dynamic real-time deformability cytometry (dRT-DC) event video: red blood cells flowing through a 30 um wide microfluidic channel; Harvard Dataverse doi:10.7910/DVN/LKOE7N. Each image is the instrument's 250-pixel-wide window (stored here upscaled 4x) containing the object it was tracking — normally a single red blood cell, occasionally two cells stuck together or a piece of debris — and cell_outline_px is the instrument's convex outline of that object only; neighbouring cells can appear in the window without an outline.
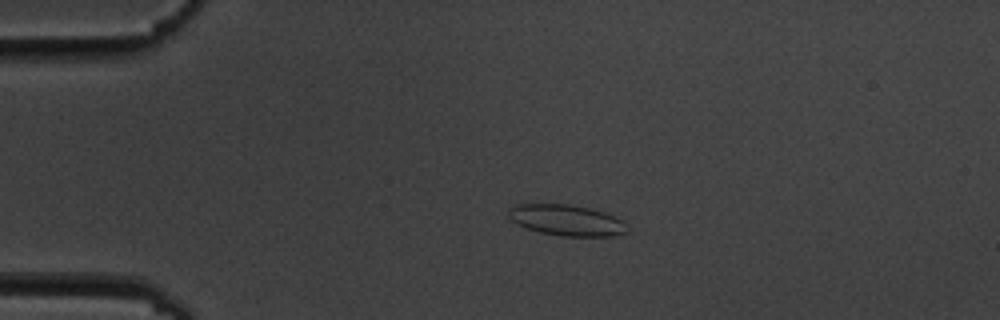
{"species": "common noctule bat (a hibernating species)", "species_latin": "Nyctalus noctula", "temperature_condition": "cold", "stored_images_in_passage": 4, "camera_frame_rate_fps": 3000, "um_per_image_px": 0.085, "animal": {"sex": "male", "body_mass_g": 19.5, "forearm_length_mm": 54.6}, "frame": {"image": 1, "passage_image": 3, "time_ms": 2.333, "image_size_px": [1000, 320], "cell_outline_px": [[628, 232], [612, 236], [564, 236], [540, 232], [516, 224], [508, 216], [508, 208], [516, 204], [568, 204], [588, 208], [604, 212], [624, 220]], "centroid_in_image_um": [48.16, 18.71], "position_along_channel_um": 36.8, "area_um2": 21.39}}